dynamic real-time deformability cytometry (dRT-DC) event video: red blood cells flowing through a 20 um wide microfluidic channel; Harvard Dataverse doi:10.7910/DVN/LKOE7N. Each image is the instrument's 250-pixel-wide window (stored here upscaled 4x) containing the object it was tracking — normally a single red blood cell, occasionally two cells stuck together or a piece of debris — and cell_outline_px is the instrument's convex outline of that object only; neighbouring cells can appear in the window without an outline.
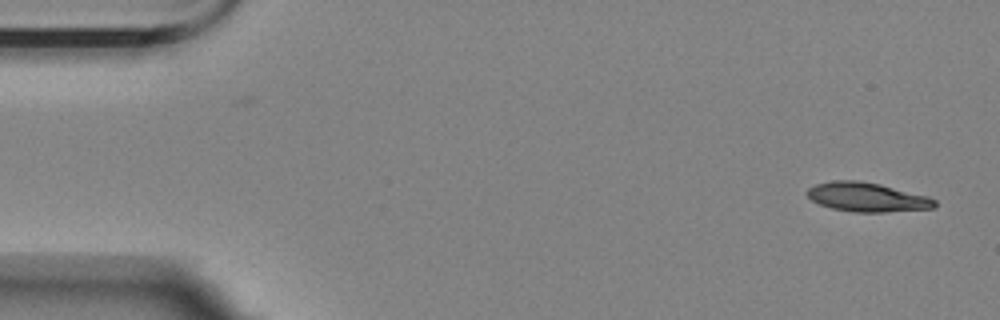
{"species": "Egyptian fruit bat (a non-hibernating species)", "species_latin": "Rousettus aegyptiacus", "temperature_condition": "room temperature", "stored_images_in_passage": 2, "camera_frame_rate_fps": 3000, "um_per_image_px": 0.085, "animal": {"sex": "female"}, "frame": {"image": 1, "passage_image": 2, "time_ms": 1.0, "image_size_px": [1000, 320], "cell_outline_px": [[936, 208], [884, 212], [852, 212], [832, 208], [820, 204], [812, 200], [804, 192], [808, 188], [816, 184], [836, 180], [856, 180], [880, 184], [928, 196], [936, 200]], "centroid_in_image_um": [73.7, 16.76], "position_along_channel_um": 11.3, "area_um2": 21.68}}